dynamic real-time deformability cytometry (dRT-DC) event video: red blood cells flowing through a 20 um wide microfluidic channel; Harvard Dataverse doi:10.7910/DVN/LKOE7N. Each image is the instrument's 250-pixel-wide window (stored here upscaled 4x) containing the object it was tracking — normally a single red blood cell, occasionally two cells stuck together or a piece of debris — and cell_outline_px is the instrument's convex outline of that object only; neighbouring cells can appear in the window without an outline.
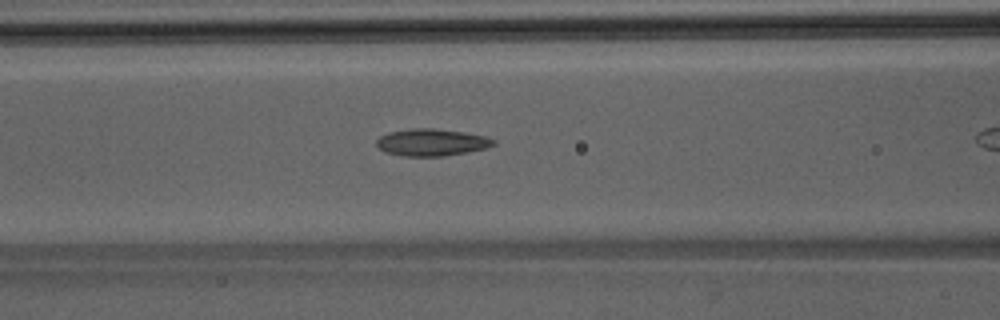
{"species": "Egyptian fruit bat (a non-hibernating species)", "species_latin": "Rousettus aegyptiacus", "temperature_condition": "room temperature", "stored_images_in_passage": 34, "camera_frame_rate_fps": 3000, "um_per_image_px": 0.085, "animal": {"sex": "male"}, "frame": {"image": 1, "passage_image": 15, "time_ms": 4.667, "image_size_px": [1000, 320], "cell_outline_px": [[496, 144], [484, 148], [444, 156], [400, 156], [384, 152], [376, 144], [376, 140], [380, 136], [388, 132], [412, 128], [432, 128], [464, 132], [484, 136], [496, 140]], "centroid_in_image_um": [36.64, 12.1], "position_along_channel_um": 130.0, "area_um2": 18.38}}
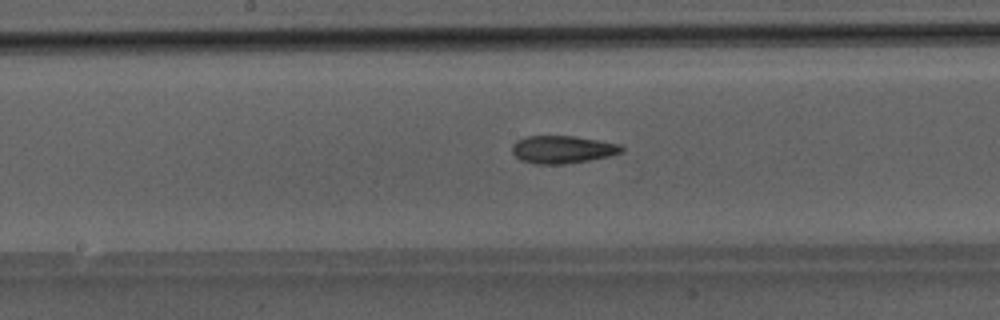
{"frame": {"image": 2, "passage_image": 20, "time_ms": 6.333, "image_size_px": [1000, 320], "cell_outline_px": [[624, 152], [608, 156], [588, 160], [564, 164], [536, 164], [520, 160], [512, 152], [512, 144], [516, 140], [528, 136], [576, 136], [620, 144], [624, 148]], "centroid_in_image_um": [47.81, 12.7], "position_along_channel_um": 200.4, "area_um2": 17.69}}